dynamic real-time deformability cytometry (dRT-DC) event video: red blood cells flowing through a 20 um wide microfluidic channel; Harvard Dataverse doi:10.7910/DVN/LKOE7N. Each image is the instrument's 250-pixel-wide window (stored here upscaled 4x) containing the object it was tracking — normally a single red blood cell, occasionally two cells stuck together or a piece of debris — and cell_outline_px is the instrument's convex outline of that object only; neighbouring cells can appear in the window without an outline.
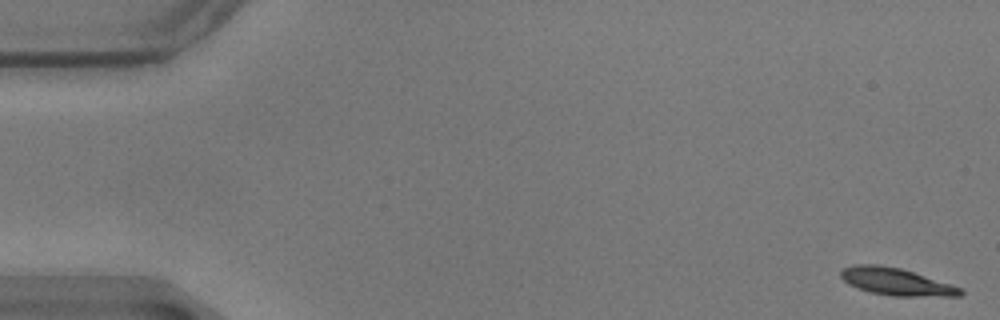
{"species": "common noctule bat (a hibernating species)", "species_latin": "Nyctalus noctula", "temperature_condition": "warm", "stored_images_in_passage": 57, "camera_frame_rate_fps": 3000, "um_per_image_px": 0.085, "animal": {"sex": "male", "body_mass_g": 17.9}, "frame": {"image": 1, "passage_image": 1, "time_ms": 0.0, "image_size_px": [1000, 320], "cell_outline_px": [[964, 292], [960, 296], [892, 296], [872, 292], [848, 284], [840, 276], [840, 272], [844, 268], [852, 264], [876, 264], [900, 268], [960, 288]], "centroid_in_image_um": [76.12, 23.94], "position_along_channel_um": 8.9, "area_um2": 18.55}}
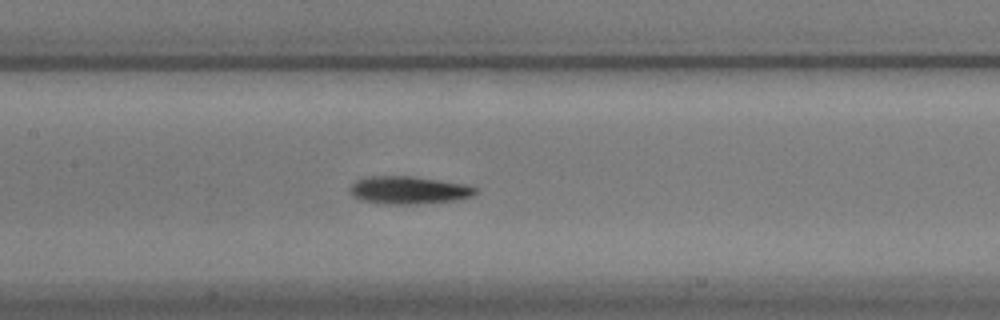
{"frame": {"image": 2, "passage_image": 27, "time_ms": 8.667, "image_size_px": [1000, 320], "cell_outline_px": [[480, 188], [472, 196], [456, 200], [420, 204], [384, 204], [360, 200], [352, 196], [348, 188], [356, 180], [368, 176], [412, 176], [440, 180], [464, 184]], "centroid_in_image_um": [34.72, 16.16], "position_along_channel_um": 172.7, "area_um2": 20.52}}
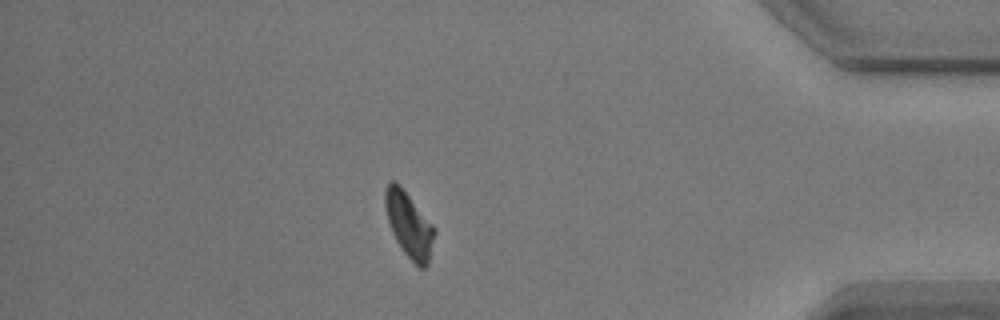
{"frame": {"image": 3, "passage_image": 50, "time_ms": 16.333, "image_size_px": [1000, 320], "cell_outline_px": [[436, 232], [428, 264], [424, 268], [420, 268], [404, 252], [396, 240], [392, 232], [388, 220], [384, 204], [384, 188], [392, 180], [396, 180], [400, 184], [436, 228]], "centroid_in_image_um": [34.77, 19.06], "position_along_channel_um": 400.4, "area_um2": 18.84}, "authors_computed_cell_mechanics": {"area_um2": 19.363, "velocity_mm_per_s": 3.4838, "shape_relaxation_time_tau1_ms": 4.5345, "shape_relaxation_time_tau2_ms": 9.4626, "deformation_change_tau1": 0.1503, "deformation_change_tau2": 0.1422}}